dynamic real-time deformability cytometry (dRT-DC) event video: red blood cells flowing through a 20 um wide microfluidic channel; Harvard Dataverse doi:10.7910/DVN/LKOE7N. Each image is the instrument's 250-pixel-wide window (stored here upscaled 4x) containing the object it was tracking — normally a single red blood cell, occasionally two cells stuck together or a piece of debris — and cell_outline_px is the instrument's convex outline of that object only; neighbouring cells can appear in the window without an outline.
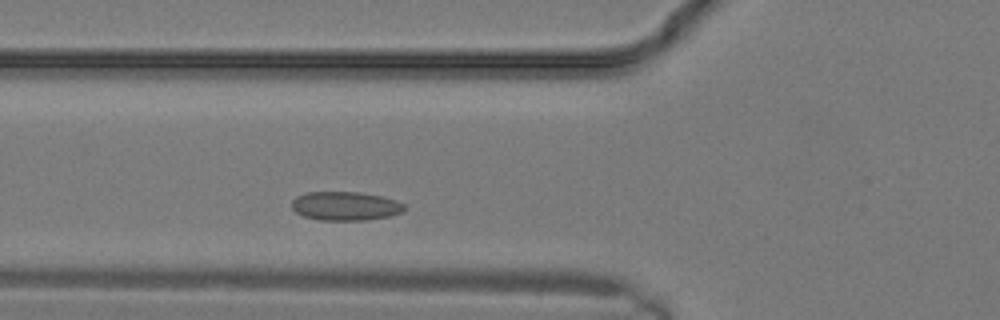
{"species": "common noctule bat (a hibernating species)", "species_latin": "Nyctalus noctula", "temperature_condition": "warm", "stored_images_in_passage": 4, "camera_frame_rate_fps": 3000, "um_per_image_px": 0.085, "animal": {"sex": "male", "body_mass_g": 19.2, "forearm_length_mm": 51.8}, "frame": {"image": 1, "passage_image": 4, "time_ms": 1.0, "image_size_px": [1000, 320], "cell_outline_px": [[404, 208], [400, 212], [388, 216], [368, 220], [320, 220], [304, 216], [296, 212], [292, 208], [292, 200], [296, 196], [308, 192], [356, 192], [380, 196], [396, 200], [404, 204]], "centroid_in_image_um": [29.32, 17.51], "position_along_channel_um": 96.5, "area_um2": 18.73}}